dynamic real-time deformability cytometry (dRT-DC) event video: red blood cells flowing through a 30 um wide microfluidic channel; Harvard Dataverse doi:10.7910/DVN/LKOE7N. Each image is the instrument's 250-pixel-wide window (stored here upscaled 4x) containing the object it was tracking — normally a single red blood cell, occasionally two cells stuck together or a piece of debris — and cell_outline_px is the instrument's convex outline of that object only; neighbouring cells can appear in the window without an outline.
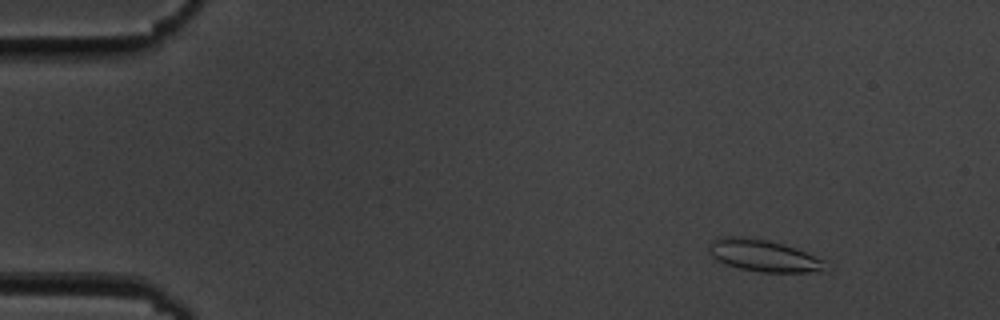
{"species": "common noctule bat (a hibernating species)", "species_latin": "Nyctalus noctula", "temperature_condition": "cold", "stored_images_in_passage": 56, "camera_frame_rate_fps": 3000, "um_per_image_px": 0.085, "animal": {"sex": "male", "body_mass_g": 19.5, "forearm_length_mm": 54.6}, "frame": {"image": 1, "passage_image": 7, "time_ms": 2.0, "image_size_px": [1000, 320], "cell_outline_px": [[824, 272], [760, 272], [740, 268], [724, 264], [712, 256], [708, 248], [708, 244], [712, 240], [724, 236], [732, 236], [768, 240], [784, 244], [796, 248], [824, 260]], "centroid_in_image_um": [64.88, 21.73], "position_along_channel_um": 20.1, "area_um2": 21.5}}
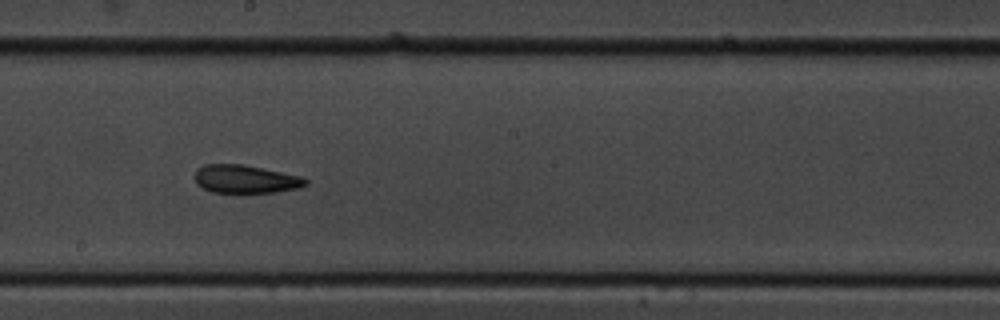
{"frame": {"image": 2, "passage_image": 32, "time_ms": 10.333, "image_size_px": [1000, 320], "cell_outline_px": [[308, 184], [300, 188], [276, 192], [236, 196], [212, 192], [196, 184], [192, 176], [196, 168], [204, 164], [244, 164], [304, 176], [308, 180]], "centroid_in_image_um": [20.85, 15.26], "position_along_channel_um": 227.3, "area_um2": 19.54}}
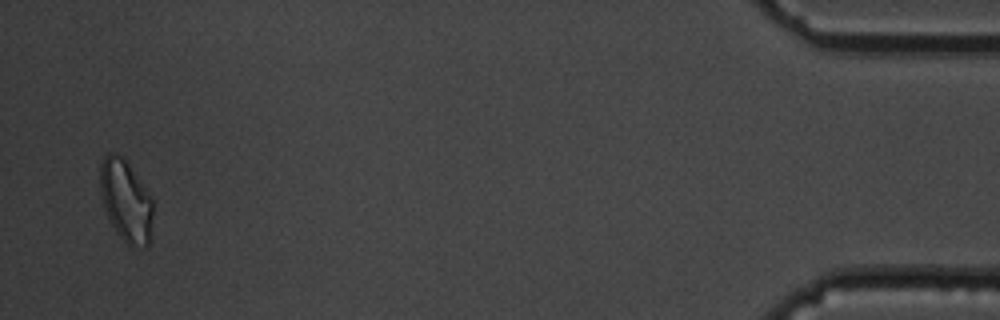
{"frame": {"image": 3, "passage_image": 55, "time_ms": 18.0, "image_size_px": [1000, 320], "cell_outline_px": [[152, 236], [148, 244], [144, 248], [128, 248], [124, 244], [112, 224], [104, 208], [100, 192], [100, 164], [104, 156], [108, 152], [112, 152], [124, 156], [152, 196]], "centroid_in_image_um": [10.72, 17.09], "position_along_channel_um": 424.5, "area_um2": 25.95}, "authors_computed_cell_mechanics": {"area_um2": 19.941, "velocity_mm_per_s": 3.6132, "shape_relaxation_time_tau1_ms": null, "shape_relaxation_time_tau2_ms": 3.4402, "deformation_change_tau1": null, "deformation_change_tau2": 0.1024}}